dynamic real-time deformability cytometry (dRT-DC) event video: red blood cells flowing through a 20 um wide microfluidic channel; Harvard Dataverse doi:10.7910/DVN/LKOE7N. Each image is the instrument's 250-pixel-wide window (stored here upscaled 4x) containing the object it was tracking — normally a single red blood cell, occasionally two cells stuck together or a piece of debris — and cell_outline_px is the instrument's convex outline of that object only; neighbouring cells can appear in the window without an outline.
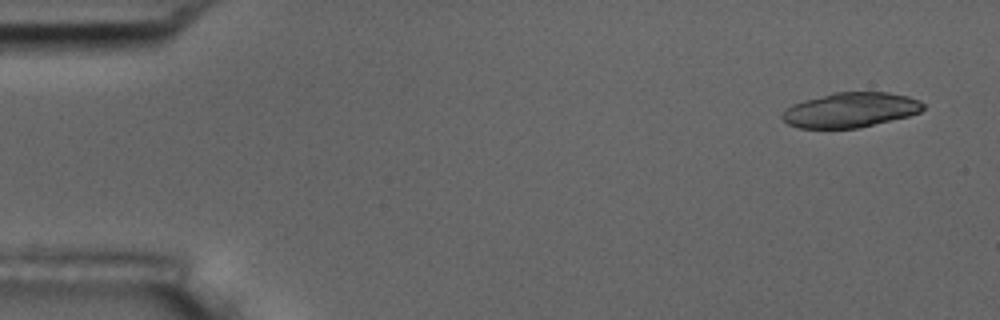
{"species": "common noctule bat (a hibernating species)", "species_latin": "Nyctalus noctula", "temperature_condition": "room temperature", "stored_images_in_passage": 4, "camera_frame_rate_fps": 3000, "um_per_image_px": 0.085, "animal": {"sex": "male", "body_mass_g": 17.5, "forearm_length_mm": 52.3}, "frame": {"image": 1, "passage_image": 1, "time_ms": 0.0, "image_size_px": [1000, 320], "cell_outline_px": [[924, 108], [920, 112], [908, 116], [856, 128], [796, 128], [788, 124], [780, 116], [792, 104], [804, 100], [832, 92], [888, 92], [908, 96], [920, 100], [924, 104]], "centroid_in_image_um": [72.29, 9.34], "position_along_channel_um": 12.7, "area_um2": 28.55}}